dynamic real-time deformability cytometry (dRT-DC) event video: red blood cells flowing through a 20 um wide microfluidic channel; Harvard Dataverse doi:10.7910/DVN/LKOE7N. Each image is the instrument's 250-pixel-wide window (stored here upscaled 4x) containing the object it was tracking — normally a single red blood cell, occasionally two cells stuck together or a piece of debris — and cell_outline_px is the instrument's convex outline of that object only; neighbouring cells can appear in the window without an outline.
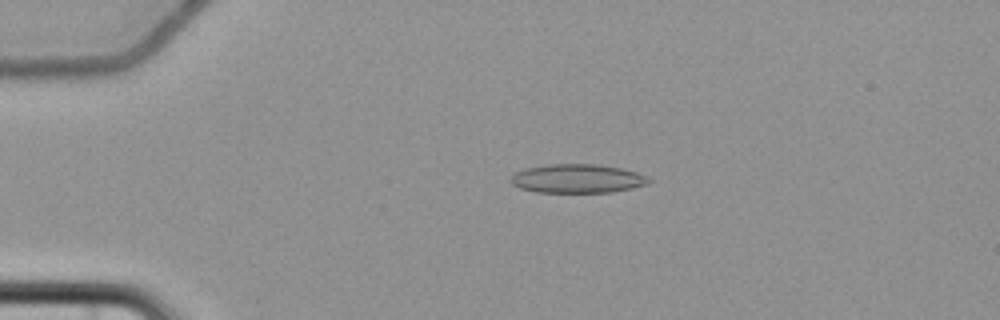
{"species": "common noctule bat (a hibernating species)", "species_latin": "Nyctalus noctula", "temperature_condition": "cold", "stored_images_in_passage": 5, "camera_frame_rate_fps": 3000, "um_per_image_px": 0.085, "animal": {"sex": "female", "body_mass_g": 22.7, "forearm_length_mm": 54.2}, "frame": {"image": 1, "passage_image": 5, "time_ms": 5.667, "image_size_px": [1000, 320], "cell_outline_px": [[652, 180], [648, 184], [632, 188], [612, 192], [536, 192], [520, 188], [512, 184], [508, 180], [516, 172], [524, 168], [548, 164], [596, 164], [620, 168], [636, 172], [648, 176]], "centroid_in_image_um": [49.07, 15.18], "position_along_channel_um": 35.9, "area_um2": 23.29}}